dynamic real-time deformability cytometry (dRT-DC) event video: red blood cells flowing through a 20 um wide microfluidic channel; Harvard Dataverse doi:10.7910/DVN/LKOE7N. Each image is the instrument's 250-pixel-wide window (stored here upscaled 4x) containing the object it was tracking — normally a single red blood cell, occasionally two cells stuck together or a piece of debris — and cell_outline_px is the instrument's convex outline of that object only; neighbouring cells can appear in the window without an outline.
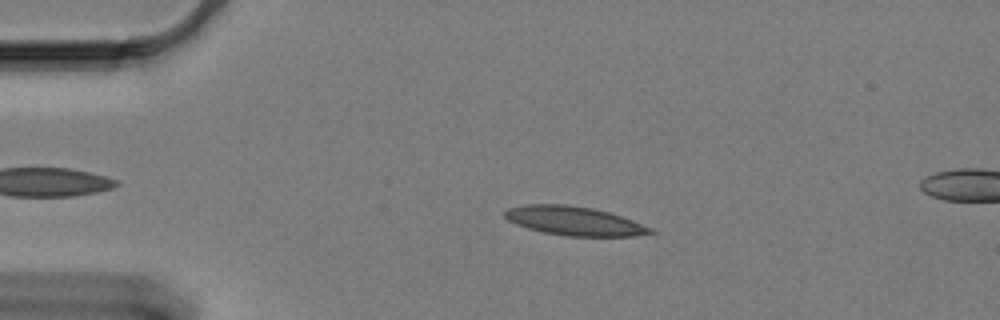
{"species": "Egyptian fruit bat (a non-hibernating species)", "species_latin": "Rousettus aegyptiacus", "temperature_condition": "cold", "stored_images_in_passage": 61, "segment_of_instrument_passage": [1, 2], "camera_frame_rate_fps": 3000, "um_per_image_px": 0.085, "animal": {"sex": "female"}, "frame": {"image": 1, "passage_image": 12, "time_ms": 3.667, "image_size_px": [1000, 320], "cell_outline_px": [[656, 232], [636, 236], [568, 236], [544, 232], [528, 228], [516, 224], [508, 220], [504, 216], [504, 212], [508, 208], [524, 204], [568, 204], [592, 208], [608, 212], [632, 220], [652, 228]], "centroid_in_image_um": [48.8, 18.77], "position_along_channel_um": 36.2, "area_um2": 24.45}}
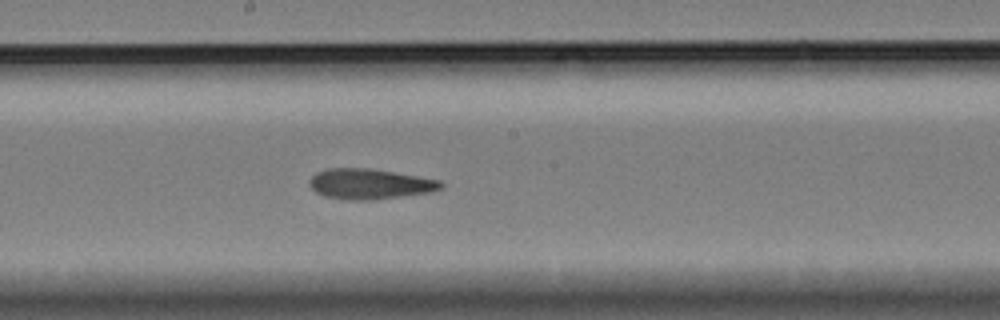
{"frame": {"image": 2, "passage_image": 32, "time_ms": 10.333, "image_size_px": [1000, 320], "cell_outline_px": [[444, 188], [432, 192], [376, 200], [348, 200], [324, 196], [316, 192], [308, 184], [308, 180], [316, 172], [328, 168], [368, 168], [440, 180], [444, 184]], "centroid_in_image_um": [31.43, 15.65], "position_along_channel_um": 216.8, "area_um2": 23.41}}
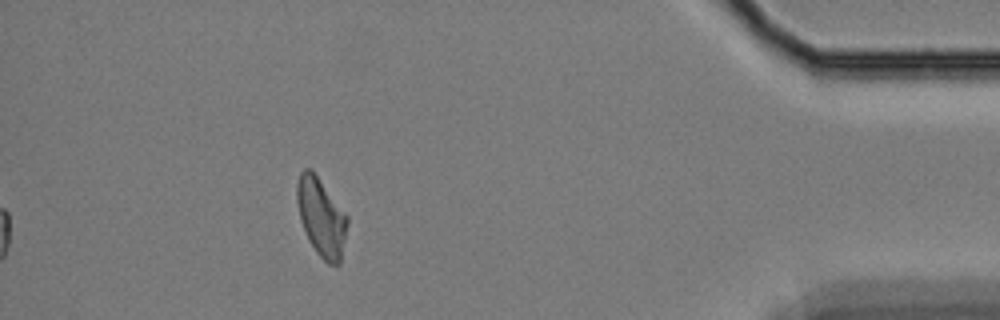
{"frame": {"image": 3, "passage_image": 54, "time_ms": 17.667, "image_size_px": [1000, 320], "cell_outline_px": [[348, 224], [340, 264], [328, 264], [316, 252], [308, 240], [300, 220], [296, 200], [296, 184], [300, 172], [304, 168], [312, 168], [348, 216]], "centroid_in_image_um": [27.3, 18.43], "position_along_channel_um": 407.9, "area_um2": 23.24}}